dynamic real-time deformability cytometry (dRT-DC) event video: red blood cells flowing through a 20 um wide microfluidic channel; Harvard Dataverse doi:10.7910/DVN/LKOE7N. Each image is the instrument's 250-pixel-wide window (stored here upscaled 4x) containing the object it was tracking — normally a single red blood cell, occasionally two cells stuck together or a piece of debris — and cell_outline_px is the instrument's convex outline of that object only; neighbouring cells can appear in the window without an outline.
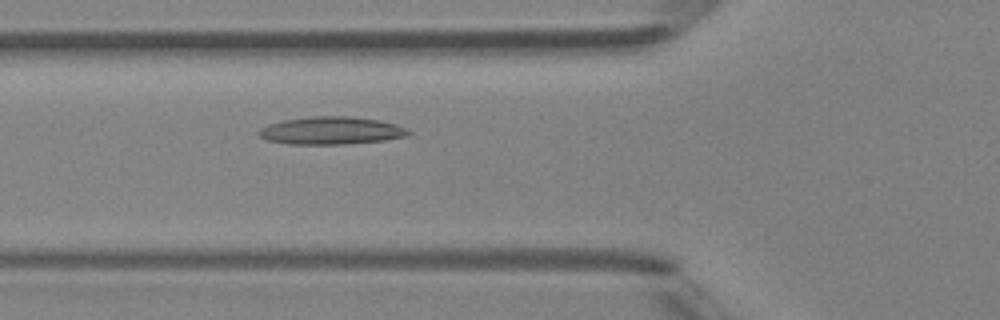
{"species": "Egyptian fruit bat (a non-hibernating species)", "species_latin": "Rousettus aegyptiacus", "temperature_condition": "room temperature", "stored_images_in_passage": 3, "camera_frame_rate_fps": 3000, "um_per_image_px": 0.085, "animal": {"sex": "female"}, "frame": {"image": 1, "passage_image": 2, "time_ms": 2.0, "image_size_px": [1000, 320], "cell_outline_px": [[412, 132], [408, 136], [384, 140], [344, 144], [288, 144], [268, 140], [260, 136], [256, 132], [260, 128], [268, 124], [280, 120], [312, 116], [352, 116], [380, 120], [396, 124], [408, 128]], "centroid_in_image_um": [28.16, 11.09], "position_along_channel_um": 97.6, "area_um2": 24.39}}